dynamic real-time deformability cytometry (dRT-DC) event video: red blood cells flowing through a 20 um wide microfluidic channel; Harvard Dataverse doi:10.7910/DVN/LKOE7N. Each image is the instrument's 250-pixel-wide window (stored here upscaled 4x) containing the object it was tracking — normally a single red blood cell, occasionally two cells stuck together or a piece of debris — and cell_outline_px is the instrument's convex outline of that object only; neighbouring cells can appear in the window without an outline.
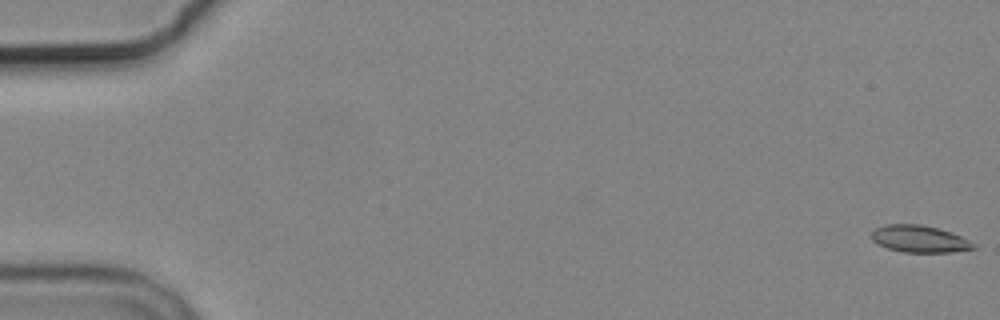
{"species": "common noctule bat (a hibernating species)", "species_latin": "Nyctalus noctula", "temperature_condition": "cold", "stored_images_in_passage": 5, "camera_frame_rate_fps": 3000, "um_per_image_px": 0.085, "animal": {"sex": "male", "body_mass_g": 19.2, "forearm_length_mm": 51.8}, "frame": {"image": 1, "passage_image": 1, "time_ms": 0.0, "image_size_px": [1000, 320], "cell_outline_px": [[976, 248], [952, 252], [904, 252], [888, 248], [876, 244], [872, 240], [872, 232], [876, 228], [884, 224], [920, 224], [952, 232], [976, 244]], "centroid_in_image_um": [78.14, 20.31], "position_along_channel_um": 6.9, "area_um2": 16.01}}
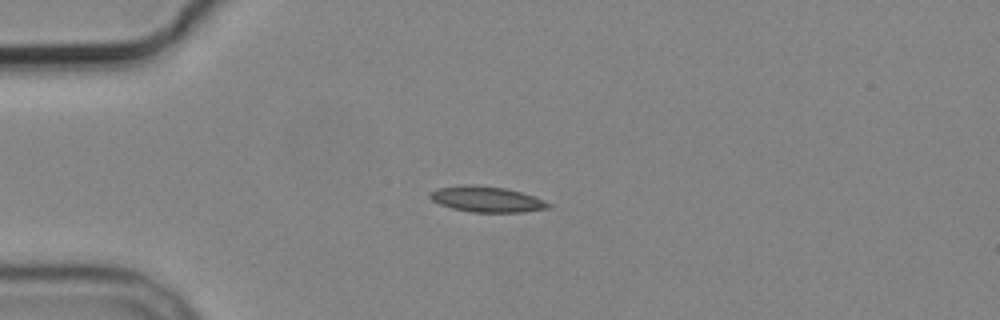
{"frame": {"image": 2, "passage_image": 5, "time_ms": 4.667, "image_size_px": [1000, 320], "cell_outline_px": [[552, 204], [548, 208], [520, 212], [472, 212], [452, 208], [440, 204], [432, 200], [428, 196], [436, 188], [460, 184], [476, 184], [504, 188], [520, 192], [544, 200]], "centroid_in_image_um": [41.33, 16.92], "position_along_channel_um": 43.7, "area_um2": 17.69}}